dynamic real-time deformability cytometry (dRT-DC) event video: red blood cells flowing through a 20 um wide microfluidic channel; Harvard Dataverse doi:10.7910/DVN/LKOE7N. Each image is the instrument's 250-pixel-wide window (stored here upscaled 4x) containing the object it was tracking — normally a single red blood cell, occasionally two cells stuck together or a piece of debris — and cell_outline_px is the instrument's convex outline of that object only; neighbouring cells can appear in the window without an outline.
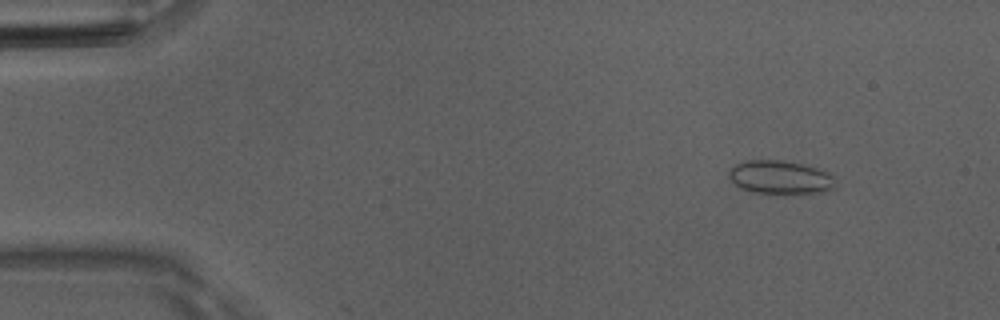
{"species": "Egyptian fruit bat (a non-hibernating species)", "species_latin": "Rousettus aegyptiacus", "temperature_condition": "room temperature", "stored_images_in_passage": 10, "camera_frame_rate_fps": 3000, "um_per_image_px": 0.085, "animal": {"sex": "male"}, "frame": {"image": 1, "passage_image": 6, "time_ms": 1.667, "image_size_px": [1000, 320], "cell_outline_px": [[832, 188], [824, 192], [752, 192], [740, 188], [728, 176], [728, 172], [736, 164], [748, 160], [780, 160], [804, 164], [828, 172], [832, 176]], "centroid_in_image_um": [66.27, 15.04], "position_along_channel_um": 18.7, "area_um2": 20.11}}